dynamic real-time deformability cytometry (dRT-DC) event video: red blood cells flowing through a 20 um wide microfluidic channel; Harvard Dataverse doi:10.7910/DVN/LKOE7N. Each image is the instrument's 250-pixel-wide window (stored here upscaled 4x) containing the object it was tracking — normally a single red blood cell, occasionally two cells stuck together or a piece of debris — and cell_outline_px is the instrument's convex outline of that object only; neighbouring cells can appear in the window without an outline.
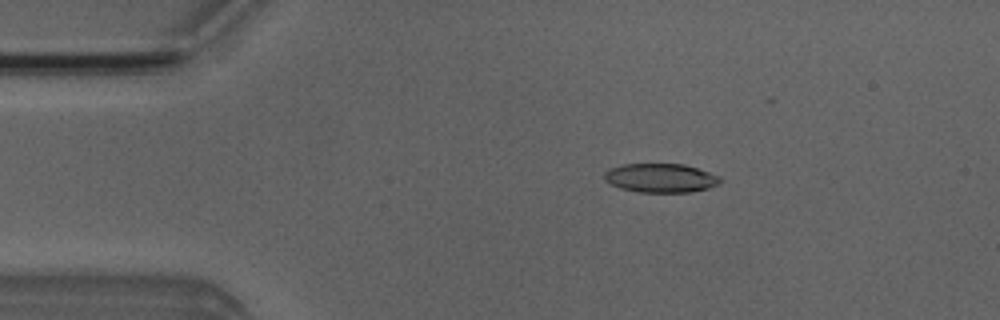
{"species": "Egyptian fruit bat (a non-hibernating species)", "species_latin": "Rousettus aegyptiacus", "temperature_condition": "room temperature", "stored_images_in_passage": 4, "camera_frame_rate_fps": 3000, "um_per_image_px": 0.085, "animal": {"sex": "male"}, "frame": {"image": 1, "passage_image": 2, "time_ms": 1.0, "image_size_px": [1000, 320], "cell_outline_px": [[724, 180], [720, 184], [708, 188], [692, 192], [636, 192], [620, 188], [604, 180], [604, 172], [608, 168], [620, 164], [684, 164], [720, 176]], "centroid_in_image_um": [56.15, 15.13], "position_along_channel_um": 28.8, "area_um2": 19.77}}